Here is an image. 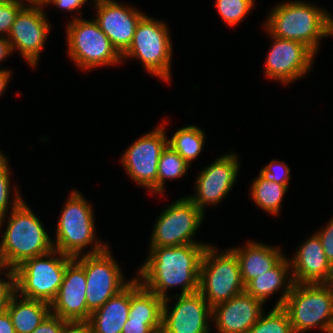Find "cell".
Segmentation results:
<instances>
[{
    "mask_svg": "<svg viewBox=\"0 0 333 333\" xmlns=\"http://www.w3.org/2000/svg\"><path fill=\"white\" fill-rule=\"evenodd\" d=\"M208 245L148 247L147 259L140 264L135 277L144 287L162 299L170 296L168 290L178 287L181 295L197 292L200 265Z\"/></svg>",
    "mask_w": 333,
    "mask_h": 333,
    "instance_id": "6da1fadb",
    "label": "cell"
},
{
    "mask_svg": "<svg viewBox=\"0 0 333 333\" xmlns=\"http://www.w3.org/2000/svg\"><path fill=\"white\" fill-rule=\"evenodd\" d=\"M310 1H282L271 8L265 28L278 38L305 44L316 55L323 38L333 36V15Z\"/></svg>",
    "mask_w": 333,
    "mask_h": 333,
    "instance_id": "7a4b0ae2",
    "label": "cell"
},
{
    "mask_svg": "<svg viewBox=\"0 0 333 333\" xmlns=\"http://www.w3.org/2000/svg\"><path fill=\"white\" fill-rule=\"evenodd\" d=\"M6 216L0 218V235L3 234L0 240L2 266L14 270L25 260L54 249L52 238L43 222L25 200ZM4 223L6 230L3 231Z\"/></svg>",
    "mask_w": 333,
    "mask_h": 333,
    "instance_id": "3957f363",
    "label": "cell"
},
{
    "mask_svg": "<svg viewBox=\"0 0 333 333\" xmlns=\"http://www.w3.org/2000/svg\"><path fill=\"white\" fill-rule=\"evenodd\" d=\"M68 196L56 224L53 248L72 258L102 252L109 245L96 237L92 204L77 189L71 190Z\"/></svg>",
    "mask_w": 333,
    "mask_h": 333,
    "instance_id": "277c9868",
    "label": "cell"
},
{
    "mask_svg": "<svg viewBox=\"0 0 333 333\" xmlns=\"http://www.w3.org/2000/svg\"><path fill=\"white\" fill-rule=\"evenodd\" d=\"M170 33L166 22L145 14L137 23L132 43L122 55V62L140 60L147 74L170 83L174 50Z\"/></svg>",
    "mask_w": 333,
    "mask_h": 333,
    "instance_id": "5b68a950",
    "label": "cell"
},
{
    "mask_svg": "<svg viewBox=\"0 0 333 333\" xmlns=\"http://www.w3.org/2000/svg\"><path fill=\"white\" fill-rule=\"evenodd\" d=\"M282 308L294 333L314 328L322 333H333V289L325 283H294Z\"/></svg>",
    "mask_w": 333,
    "mask_h": 333,
    "instance_id": "8992f818",
    "label": "cell"
},
{
    "mask_svg": "<svg viewBox=\"0 0 333 333\" xmlns=\"http://www.w3.org/2000/svg\"><path fill=\"white\" fill-rule=\"evenodd\" d=\"M83 17L65 24L67 56L80 71L121 65L122 56L113 47L98 23Z\"/></svg>",
    "mask_w": 333,
    "mask_h": 333,
    "instance_id": "52a82bcc",
    "label": "cell"
},
{
    "mask_svg": "<svg viewBox=\"0 0 333 333\" xmlns=\"http://www.w3.org/2000/svg\"><path fill=\"white\" fill-rule=\"evenodd\" d=\"M217 249L207 246L199 274L198 291L212 308L245 290L237 255L230 248Z\"/></svg>",
    "mask_w": 333,
    "mask_h": 333,
    "instance_id": "ba28073f",
    "label": "cell"
},
{
    "mask_svg": "<svg viewBox=\"0 0 333 333\" xmlns=\"http://www.w3.org/2000/svg\"><path fill=\"white\" fill-rule=\"evenodd\" d=\"M73 258L52 249L29 258L14 269L15 292L19 296L51 303L62 284L67 264Z\"/></svg>",
    "mask_w": 333,
    "mask_h": 333,
    "instance_id": "9c48e42d",
    "label": "cell"
},
{
    "mask_svg": "<svg viewBox=\"0 0 333 333\" xmlns=\"http://www.w3.org/2000/svg\"><path fill=\"white\" fill-rule=\"evenodd\" d=\"M157 127L139 136L122 153L120 163L129 178L150 194L158 195V162L168 144L165 119Z\"/></svg>",
    "mask_w": 333,
    "mask_h": 333,
    "instance_id": "30bf717a",
    "label": "cell"
},
{
    "mask_svg": "<svg viewBox=\"0 0 333 333\" xmlns=\"http://www.w3.org/2000/svg\"><path fill=\"white\" fill-rule=\"evenodd\" d=\"M204 217L205 214L187 196H182L159 213L154 222L148 246L209 244V242L196 241L194 237L203 224Z\"/></svg>",
    "mask_w": 333,
    "mask_h": 333,
    "instance_id": "8fae6325",
    "label": "cell"
},
{
    "mask_svg": "<svg viewBox=\"0 0 333 333\" xmlns=\"http://www.w3.org/2000/svg\"><path fill=\"white\" fill-rule=\"evenodd\" d=\"M108 246L102 252L76 257L86 273V303L93 312L124 289L134 277L127 279Z\"/></svg>",
    "mask_w": 333,
    "mask_h": 333,
    "instance_id": "7c38bea8",
    "label": "cell"
},
{
    "mask_svg": "<svg viewBox=\"0 0 333 333\" xmlns=\"http://www.w3.org/2000/svg\"><path fill=\"white\" fill-rule=\"evenodd\" d=\"M264 30L272 40L263 65L265 78L287 86L308 75L317 55L299 41L278 38Z\"/></svg>",
    "mask_w": 333,
    "mask_h": 333,
    "instance_id": "4fadbf2b",
    "label": "cell"
},
{
    "mask_svg": "<svg viewBox=\"0 0 333 333\" xmlns=\"http://www.w3.org/2000/svg\"><path fill=\"white\" fill-rule=\"evenodd\" d=\"M239 156L236 152L216 158L209 166L203 167L194 181V193L187 197L205 214L206 207L216 206L225 200L234 188L240 171ZM208 205V206H207Z\"/></svg>",
    "mask_w": 333,
    "mask_h": 333,
    "instance_id": "5bb4252c",
    "label": "cell"
},
{
    "mask_svg": "<svg viewBox=\"0 0 333 333\" xmlns=\"http://www.w3.org/2000/svg\"><path fill=\"white\" fill-rule=\"evenodd\" d=\"M44 8L43 5H26L18 13L7 36L13 52L18 51L24 62L35 69L52 30Z\"/></svg>",
    "mask_w": 333,
    "mask_h": 333,
    "instance_id": "9a60e30c",
    "label": "cell"
},
{
    "mask_svg": "<svg viewBox=\"0 0 333 333\" xmlns=\"http://www.w3.org/2000/svg\"><path fill=\"white\" fill-rule=\"evenodd\" d=\"M175 294L164 299L161 333H211L212 307L202 294Z\"/></svg>",
    "mask_w": 333,
    "mask_h": 333,
    "instance_id": "2e32d148",
    "label": "cell"
},
{
    "mask_svg": "<svg viewBox=\"0 0 333 333\" xmlns=\"http://www.w3.org/2000/svg\"><path fill=\"white\" fill-rule=\"evenodd\" d=\"M93 2L96 10L94 20L122 56L130 47L137 23L145 13L133 5H124L119 2L100 0Z\"/></svg>",
    "mask_w": 333,
    "mask_h": 333,
    "instance_id": "e0dca14e",
    "label": "cell"
},
{
    "mask_svg": "<svg viewBox=\"0 0 333 333\" xmlns=\"http://www.w3.org/2000/svg\"><path fill=\"white\" fill-rule=\"evenodd\" d=\"M85 294L84 266L73 258L66 266L63 281L55 299L50 303L51 313L68 322H87L91 311L87 308Z\"/></svg>",
    "mask_w": 333,
    "mask_h": 333,
    "instance_id": "ac0fdd59",
    "label": "cell"
},
{
    "mask_svg": "<svg viewBox=\"0 0 333 333\" xmlns=\"http://www.w3.org/2000/svg\"><path fill=\"white\" fill-rule=\"evenodd\" d=\"M264 303L245 291L212 308L217 333H246L264 312Z\"/></svg>",
    "mask_w": 333,
    "mask_h": 333,
    "instance_id": "d6986e66",
    "label": "cell"
},
{
    "mask_svg": "<svg viewBox=\"0 0 333 333\" xmlns=\"http://www.w3.org/2000/svg\"><path fill=\"white\" fill-rule=\"evenodd\" d=\"M289 258L294 283H325L330 273V262L316 234L308 237Z\"/></svg>",
    "mask_w": 333,
    "mask_h": 333,
    "instance_id": "ffe728a7",
    "label": "cell"
},
{
    "mask_svg": "<svg viewBox=\"0 0 333 333\" xmlns=\"http://www.w3.org/2000/svg\"><path fill=\"white\" fill-rule=\"evenodd\" d=\"M242 246L231 247L237 255L244 285L272 269L285 255L279 245L247 240Z\"/></svg>",
    "mask_w": 333,
    "mask_h": 333,
    "instance_id": "44dd1931",
    "label": "cell"
},
{
    "mask_svg": "<svg viewBox=\"0 0 333 333\" xmlns=\"http://www.w3.org/2000/svg\"><path fill=\"white\" fill-rule=\"evenodd\" d=\"M293 284L289 256L285 255L272 269L250 280L245 285L244 291L263 303L268 301L274 293L279 294L282 291L280 292L282 295L274 304V307H282Z\"/></svg>",
    "mask_w": 333,
    "mask_h": 333,
    "instance_id": "7402d4cb",
    "label": "cell"
},
{
    "mask_svg": "<svg viewBox=\"0 0 333 333\" xmlns=\"http://www.w3.org/2000/svg\"><path fill=\"white\" fill-rule=\"evenodd\" d=\"M130 309V283L91 312L87 321L91 333H121Z\"/></svg>",
    "mask_w": 333,
    "mask_h": 333,
    "instance_id": "603a6c76",
    "label": "cell"
},
{
    "mask_svg": "<svg viewBox=\"0 0 333 333\" xmlns=\"http://www.w3.org/2000/svg\"><path fill=\"white\" fill-rule=\"evenodd\" d=\"M6 311L16 333H32L51 313L49 303L21 297L17 292L10 296Z\"/></svg>",
    "mask_w": 333,
    "mask_h": 333,
    "instance_id": "cb8c5ba5",
    "label": "cell"
},
{
    "mask_svg": "<svg viewBox=\"0 0 333 333\" xmlns=\"http://www.w3.org/2000/svg\"><path fill=\"white\" fill-rule=\"evenodd\" d=\"M164 299L144 287L134 277L130 282V309L128 315L138 320H162Z\"/></svg>",
    "mask_w": 333,
    "mask_h": 333,
    "instance_id": "d4e9b609",
    "label": "cell"
},
{
    "mask_svg": "<svg viewBox=\"0 0 333 333\" xmlns=\"http://www.w3.org/2000/svg\"><path fill=\"white\" fill-rule=\"evenodd\" d=\"M289 187L274 181H267L260 175L250 185L252 203L268 215L277 216L281 212L282 201Z\"/></svg>",
    "mask_w": 333,
    "mask_h": 333,
    "instance_id": "484cf974",
    "label": "cell"
},
{
    "mask_svg": "<svg viewBox=\"0 0 333 333\" xmlns=\"http://www.w3.org/2000/svg\"><path fill=\"white\" fill-rule=\"evenodd\" d=\"M205 133L201 127L188 124L168 138V145L191 166V162L197 160L203 150Z\"/></svg>",
    "mask_w": 333,
    "mask_h": 333,
    "instance_id": "4316f807",
    "label": "cell"
},
{
    "mask_svg": "<svg viewBox=\"0 0 333 333\" xmlns=\"http://www.w3.org/2000/svg\"><path fill=\"white\" fill-rule=\"evenodd\" d=\"M189 168L190 165L167 144L158 162V195L165 196L167 180L183 179L189 172Z\"/></svg>",
    "mask_w": 333,
    "mask_h": 333,
    "instance_id": "83f0119b",
    "label": "cell"
},
{
    "mask_svg": "<svg viewBox=\"0 0 333 333\" xmlns=\"http://www.w3.org/2000/svg\"><path fill=\"white\" fill-rule=\"evenodd\" d=\"M9 165L8 157L0 150V218L6 216L9 211H12L24 200L17 184L11 188V174L13 175V173L11 172V167Z\"/></svg>",
    "mask_w": 333,
    "mask_h": 333,
    "instance_id": "f1b7e54d",
    "label": "cell"
},
{
    "mask_svg": "<svg viewBox=\"0 0 333 333\" xmlns=\"http://www.w3.org/2000/svg\"><path fill=\"white\" fill-rule=\"evenodd\" d=\"M263 312L258 321L246 333H294L289 317L282 307Z\"/></svg>",
    "mask_w": 333,
    "mask_h": 333,
    "instance_id": "f546056e",
    "label": "cell"
},
{
    "mask_svg": "<svg viewBox=\"0 0 333 333\" xmlns=\"http://www.w3.org/2000/svg\"><path fill=\"white\" fill-rule=\"evenodd\" d=\"M215 7L224 24L236 27L256 6L255 0H215Z\"/></svg>",
    "mask_w": 333,
    "mask_h": 333,
    "instance_id": "4dcf8cb0",
    "label": "cell"
},
{
    "mask_svg": "<svg viewBox=\"0 0 333 333\" xmlns=\"http://www.w3.org/2000/svg\"><path fill=\"white\" fill-rule=\"evenodd\" d=\"M26 6L20 0L0 1V37H7L18 13Z\"/></svg>",
    "mask_w": 333,
    "mask_h": 333,
    "instance_id": "1f68e13d",
    "label": "cell"
},
{
    "mask_svg": "<svg viewBox=\"0 0 333 333\" xmlns=\"http://www.w3.org/2000/svg\"><path fill=\"white\" fill-rule=\"evenodd\" d=\"M290 171V167L285 160L272 159L265 167L260 169L259 175L267 181H274L289 187Z\"/></svg>",
    "mask_w": 333,
    "mask_h": 333,
    "instance_id": "d6a6232c",
    "label": "cell"
},
{
    "mask_svg": "<svg viewBox=\"0 0 333 333\" xmlns=\"http://www.w3.org/2000/svg\"><path fill=\"white\" fill-rule=\"evenodd\" d=\"M162 320H138L128 315L121 333H161Z\"/></svg>",
    "mask_w": 333,
    "mask_h": 333,
    "instance_id": "836d02e7",
    "label": "cell"
},
{
    "mask_svg": "<svg viewBox=\"0 0 333 333\" xmlns=\"http://www.w3.org/2000/svg\"><path fill=\"white\" fill-rule=\"evenodd\" d=\"M2 274L4 277H2ZM0 313L5 311L10 296L15 292V273L14 270L0 267ZM6 277V278H5Z\"/></svg>",
    "mask_w": 333,
    "mask_h": 333,
    "instance_id": "e575fe53",
    "label": "cell"
},
{
    "mask_svg": "<svg viewBox=\"0 0 333 333\" xmlns=\"http://www.w3.org/2000/svg\"><path fill=\"white\" fill-rule=\"evenodd\" d=\"M90 1V3H92L94 0ZM88 2V0H48L45 3L44 7L46 8L48 7V5L50 6L52 4L54 5V7L56 6V8H58L59 10L61 9L63 11L70 12L72 14V17L71 20L68 21H72L82 17V11L80 9ZM73 11H75V13H72Z\"/></svg>",
    "mask_w": 333,
    "mask_h": 333,
    "instance_id": "d590c367",
    "label": "cell"
},
{
    "mask_svg": "<svg viewBox=\"0 0 333 333\" xmlns=\"http://www.w3.org/2000/svg\"><path fill=\"white\" fill-rule=\"evenodd\" d=\"M321 242V245L324 249V254L326 255L327 260L332 263L333 262V216L328 222L326 223V227L319 229L315 233Z\"/></svg>",
    "mask_w": 333,
    "mask_h": 333,
    "instance_id": "8d00e7d4",
    "label": "cell"
},
{
    "mask_svg": "<svg viewBox=\"0 0 333 333\" xmlns=\"http://www.w3.org/2000/svg\"><path fill=\"white\" fill-rule=\"evenodd\" d=\"M67 320L50 313L32 333H60Z\"/></svg>",
    "mask_w": 333,
    "mask_h": 333,
    "instance_id": "74e56055",
    "label": "cell"
},
{
    "mask_svg": "<svg viewBox=\"0 0 333 333\" xmlns=\"http://www.w3.org/2000/svg\"><path fill=\"white\" fill-rule=\"evenodd\" d=\"M60 333H91L87 322H68Z\"/></svg>",
    "mask_w": 333,
    "mask_h": 333,
    "instance_id": "f35d334b",
    "label": "cell"
},
{
    "mask_svg": "<svg viewBox=\"0 0 333 333\" xmlns=\"http://www.w3.org/2000/svg\"><path fill=\"white\" fill-rule=\"evenodd\" d=\"M0 333H16L8 312L0 313Z\"/></svg>",
    "mask_w": 333,
    "mask_h": 333,
    "instance_id": "ab89813d",
    "label": "cell"
},
{
    "mask_svg": "<svg viewBox=\"0 0 333 333\" xmlns=\"http://www.w3.org/2000/svg\"><path fill=\"white\" fill-rule=\"evenodd\" d=\"M13 72V70L8 69L7 67L5 69L0 68V98L4 95L8 83L11 81Z\"/></svg>",
    "mask_w": 333,
    "mask_h": 333,
    "instance_id": "60d3db41",
    "label": "cell"
},
{
    "mask_svg": "<svg viewBox=\"0 0 333 333\" xmlns=\"http://www.w3.org/2000/svg\"><path fill=\"white\" fill-rule=\"evenodd\" d=\"M13 53L11 44L7 37H0V65L5 59L12 56ZM10 55V56H9Z\"/></svg>",
    "mask_w": 333,
    "mask_h": 333,
    "instance_id": "b9f144b4",
    "label": "cell"
},
{
    "mask_svg": "<svg viewBox=\"0 0 333 333\" xmlns=\"http://www.w3.org/2000/svg\"><path fill=\"white\" fill-rule=\"evenodd\" d=\"M26 5H45L48 0H20Z\"/></svg>",
    "mask_w": 333,
    "mask_h": 333,
    "instance_id": "7bdbcfd3",
    "label": "cell"
},
{
    "mask_svg": "<svg viewBox=\"0 0 333 333\" xmlns=\"http://www.w3.org/2000/svg\"><path fill=\"white\" fill-rule=\"evenodd\" d=\"M326 285L330 286L333 289V262L330 263V273L328 279L325 282Z\"/></svg>",
    "mask_w": 333,
    "mask_h": 333,
    "instance_id": "ee69618b",
    "label": "cell"
},
{
    "mask_svg": "<svg viewBox=\"0 0 333 333\" xmlns=\"http://www.w3.org/2000/svg\"><path fill=\"white\" fill-rule=\"evenodd\" d=\"M100 1H105V2H117L118 0H100Z\"/></svg>",
    "mask_w": 333,
    "mask_h": 333,
    "instance_id": "f6af8a7d",
    "label": "cell"
}]
</instances>
